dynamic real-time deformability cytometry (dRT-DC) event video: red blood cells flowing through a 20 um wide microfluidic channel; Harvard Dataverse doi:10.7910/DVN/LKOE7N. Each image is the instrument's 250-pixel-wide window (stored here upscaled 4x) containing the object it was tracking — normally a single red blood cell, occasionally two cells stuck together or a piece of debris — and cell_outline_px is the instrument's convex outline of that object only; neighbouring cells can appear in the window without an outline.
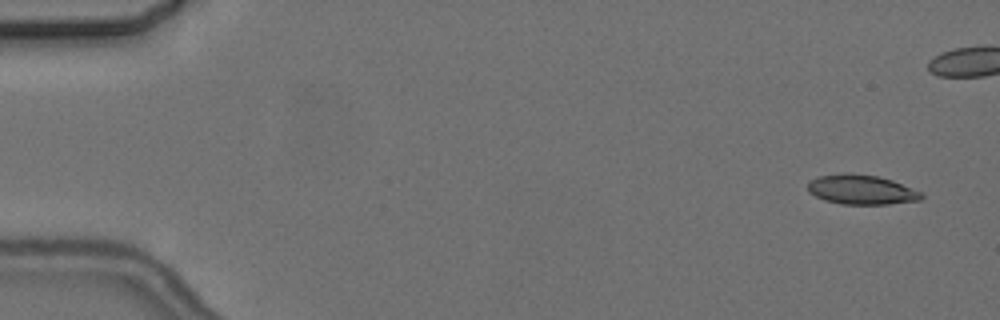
{"species": "common noctule bat (a hibernating species)", "species_latin": "Nyctalus noctula", "temperature_condition": "cold", "stored_images_in_passage": 6, "camera_frame_rate_fps": 3000, "um_per_image_px": 0.085, "animal": {"sex": "female", "body_mass_g": 24.6, "forearm_length_mm": 56.2}, "frame": {"image": 1, "passage_image": 6, "time_ms": 8.333, "image_size_px": [1000, 320], "cell_outline_px": [[924, 196], [920, 200], [888, 204], [840, 204], [824, 200], [808, 192], [808, 180], [816, 176], [844, 172], [848, 172], [876, 176], [892, 180], [920, 192]], "centroid_in_image_um": [73.15, 16.11], "position_along_channel_um": 11.8, "area_um2": 19.71}}